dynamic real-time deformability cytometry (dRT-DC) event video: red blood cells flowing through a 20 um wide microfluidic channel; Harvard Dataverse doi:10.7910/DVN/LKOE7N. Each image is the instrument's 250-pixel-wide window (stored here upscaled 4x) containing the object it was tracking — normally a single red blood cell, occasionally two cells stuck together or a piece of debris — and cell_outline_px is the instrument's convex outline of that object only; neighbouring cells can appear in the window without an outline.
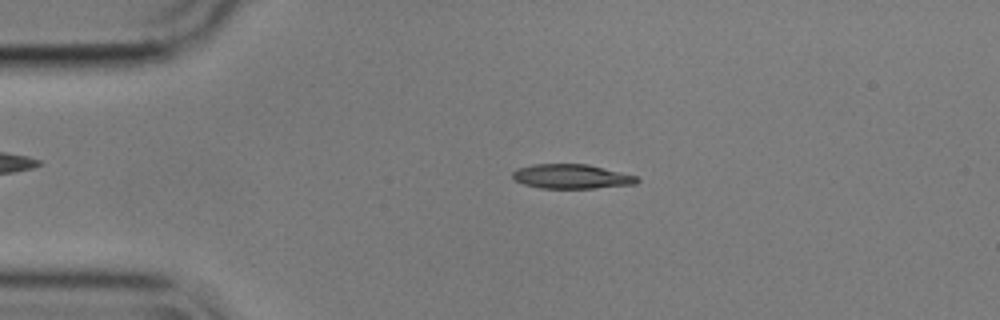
{"species": "common noctule bat (a hibernating species)", "species_latin": "Nyctalus noctula", "temperature_condition": "cold", "stored_images_in_passage": 55, "camera_frame_rate_fps": 3000, "um_per_image_px": 0.085, "animal": {"sex": "male", "body_mass_g": 17.9}, "frame": {"image": 1, "passage_image": 11, "time_ms": 3.333, "image_size_px": [1000, 320], "cell_outline_px": [[640, 180], [636, 184], [592, 188], [540, 188], [524, 184], [516, 180], [512, 176], [512, 172], [516, 168], [532, 164], [588, 164], [636, 176]], "centroid_in_image_um": [48.55, 14.99], "position_along_channel_um": 36.4, "area_um2": 17.63}}
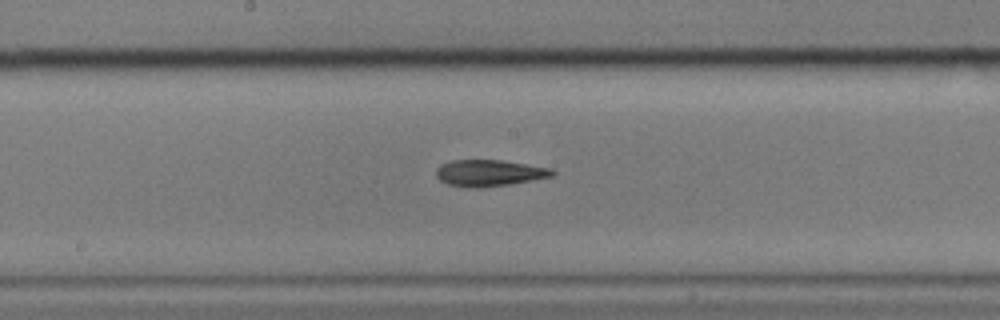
{"frame": {"image": 2, "passage_image": 28, "time_ms": 9.0, "image_size_px": [1000, 320], "cell_outline_px": [[556, 172], [552, 176], [532, 180], [508, 184], [480, 188], [472, 188], [448, 184], [440, 180], [436, 176], [436, 168], [440, 164], [452, 160], [500, 160], [552, 168]], "centroid_in_image_um": [41.56, 14.7], "position_along_channel_um": 206.6, "area_um2": 17.86}}
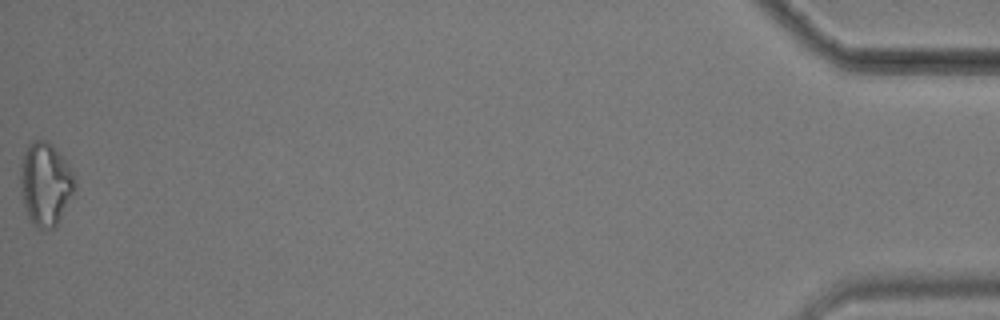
{"frame": {"image": 3, "passage_image": 55, "time_ms": 18.0, "image_size_px": [1000, 320], "cell_outline_px": [[76, 188], [56, 228], [44, 232], [36, 228], [32, 224], [28, 216], [24, 204], [20, 184], [20, 164], [24, 152], [28, 144], [32, 140], [48, 140], [52, 144], [72, 168], [76, 176]], "centroid_in_image_um": [3.88, 15.66], "position_along_channel_um": 431.3, "area_um2": 27.11}, "authors_computed_cell_mechanics": {"area_um2": 17.918, "velocity_mm_per_s": 3.5741, "shape_relaxation_time_tau1_ms": 9.0724, "shape_relaxation_time_tau2_ms": 6.6462, "deformation_change_tau1": 0.232, "deformation_change_tau2": 0.1632}}